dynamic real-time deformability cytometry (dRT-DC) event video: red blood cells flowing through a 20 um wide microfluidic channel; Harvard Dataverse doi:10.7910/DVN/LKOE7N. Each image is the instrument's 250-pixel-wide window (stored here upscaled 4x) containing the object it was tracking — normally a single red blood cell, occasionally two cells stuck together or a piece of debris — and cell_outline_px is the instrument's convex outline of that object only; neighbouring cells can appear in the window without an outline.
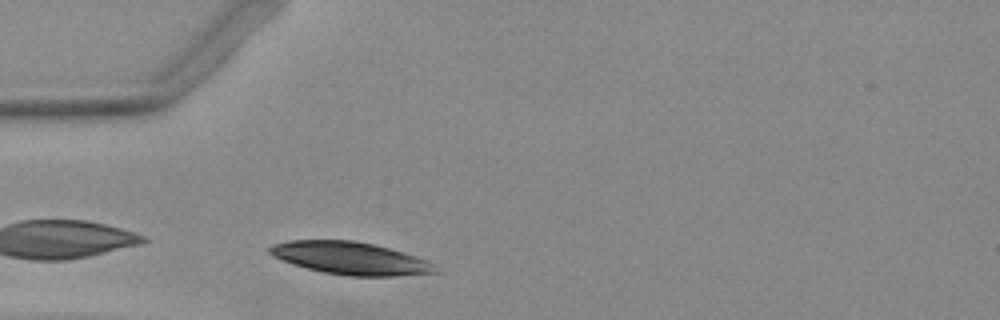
{"species": "Egyptian fruit bat (a non-hibernating species)", "species_latin": "Rousettus aegyptiacus", "temperature_condition": "warm", "stored_images_in_passage": 21, "camera_frame_rate_fps": 3000, "um_per_image_px": 0.085, "animal": {"sex": "female"}, "frame": {"image": 1, "passage_image": 2, "time_ms": 0.333, "image_size_px": [1000, 320], "cell_outline_px": [[436, 272], [396, 276], [348, 276], [324, 272], [292, 264], [272, 256], [268, 252], [268, 248], [276, 244], [292, 240], [352, 240], [372, 244], [388, 248], [424, 260]], "centroid_in_image_um": [29.66, 21.95], "position_along_channel_um": 55.3, "area_um2": 30.52}}
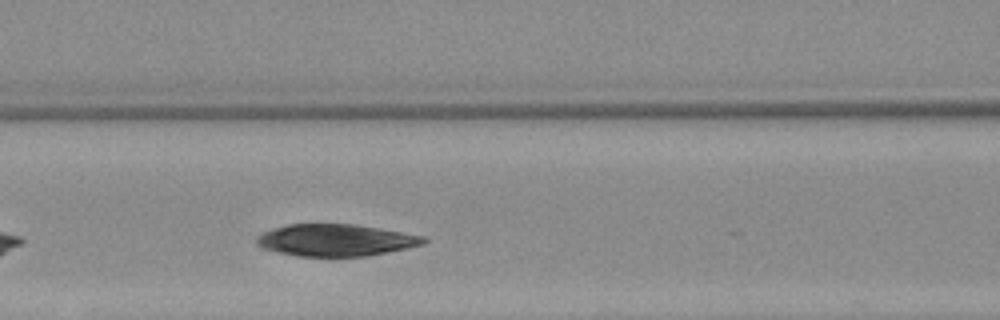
{"frame": {"image": 2, "passage_image": 9, "time_ms": 2.667, "image_size_px": [1000, 320], "cell_outline_px": [[428, 240], [424, 244], [388, 252], [368, 256], [296, 256], [276, 252], [264, 248], [256, 244], [256, 240], [264, 232], [272, 228], [288, 224], [352, 224], [380, 228], [424, 236]], "centroid_in_image_um": [28.54, 20.41], "position_along_channel_um": 138.1, "area_um2": 30.98}}
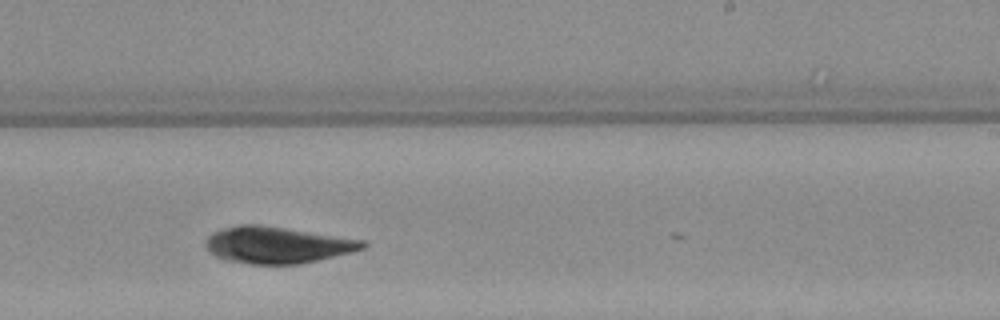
{"frame": {"image": 3, "passage_image": 19, "time_ms": 6.0, "image_size_px": [1000, 320], "cell_outline_px": [[368, 244], [364, 248], [352, 252], [300, 264], [248, 264], [228, 260], [216, 256], [204, 244], [208, 236], [212, 232], [220, 228], [240, 224], [260, 224], [364, 240]], "centroid_in_image_um": [23.55, 20.81], "position_along_channel_um": 265.4, "area_um2": 33.47}}